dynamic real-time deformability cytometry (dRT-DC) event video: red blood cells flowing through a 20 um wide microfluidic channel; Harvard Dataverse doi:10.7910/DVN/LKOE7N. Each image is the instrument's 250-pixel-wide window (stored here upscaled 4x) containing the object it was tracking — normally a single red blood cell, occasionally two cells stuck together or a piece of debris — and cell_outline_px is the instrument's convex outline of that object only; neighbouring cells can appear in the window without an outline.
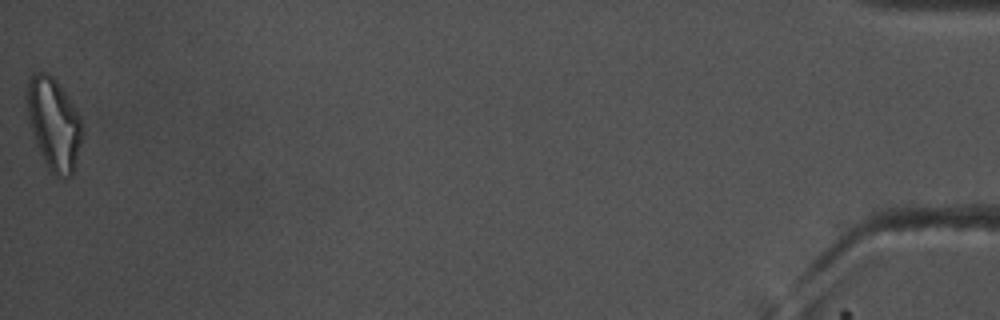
{"species": "common noctule bat (a hibernating species)", "species_latin": "Nyctalus noctula", "temperature_condition": "warm", "stored_images_in_passage": 53, "camera_frame_rate_fps": 3000, "um_per_image_px": 0.085, "animal": {"sex": "male", "body_mass_g": 17.5, "forearm_length_mm": 52.3}, "frame": {"image": 1, "passage_image": 53, "time_ms": 17.333, "image_size_px": [1000, 320], "cell_outline_px": [[84, 132], [72, 176], [56, 176], [48, 168], [44, 160], [28, 120], [28, 80], [36, 72], [44, 72], [52, 76], [56, 80], [80, 116], [84, 128]], "centroid_in_image_um": [4.62, 10.54], "position_along_channel_um": 430.6, "area_um2": 28.96}, "authors_computed_cell_mechanics": {"area_um2": 18.6694, "velocity_mm_per_s": 3.7479, "shape_relaxation_time_tau1_ms": 5.4486, "shape_relaxation_time_tau2_ms": 4.544, "deformation_change_tau1": 0.217, "deformation_change_tau2": 0.1518}}